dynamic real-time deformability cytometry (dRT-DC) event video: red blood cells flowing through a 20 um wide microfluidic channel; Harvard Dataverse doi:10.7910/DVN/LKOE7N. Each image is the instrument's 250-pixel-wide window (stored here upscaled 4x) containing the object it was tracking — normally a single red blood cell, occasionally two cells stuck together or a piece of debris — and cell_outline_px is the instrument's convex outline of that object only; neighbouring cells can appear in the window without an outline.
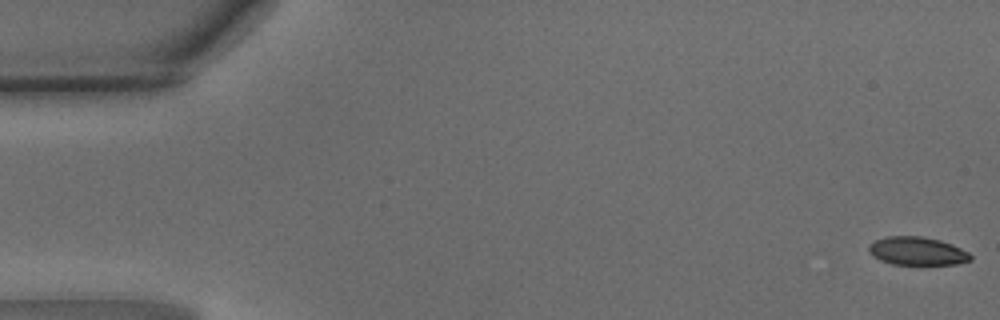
{"species": "common noctule bat (a hibernating species)", "species_latin": "Nyctalus noctula", "temperature_condition": "warm", "stored_images_in_passage": 48, "camera_frame_rate_fps": 3000, "um_per_image_px": 0.085, "animal": {"sex": "male", "body_mass_g": 15.6}, "frame": {"image": 1, "passage_image": 1, "time_ms": 0.0, "image_size_px": [1000, 320], "cell_outline_px": [[972, 260], [956, 264], [892, 264], [880, 260], [872, 256], [868, 252], [868, 248], [876, 240], [884, 236], [924, 236], [940, 240], [952, 244], [968, 252], [972, 256]], "centroid_in_image_um": [77.96, 21.33], "position_along_channel_um": 7.0, "area_um2": 16.76}}
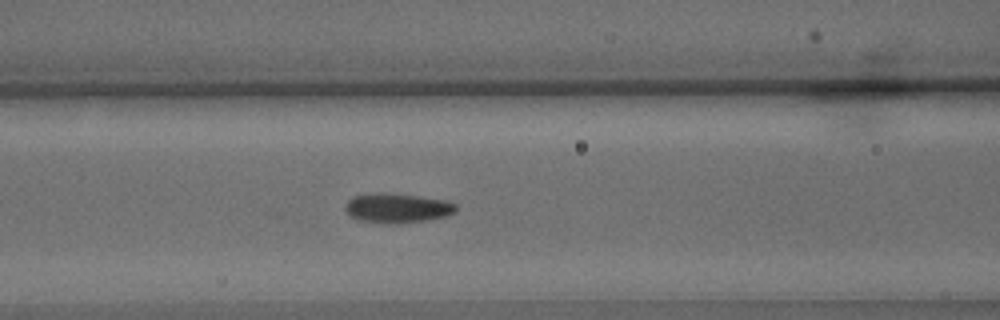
{"frame": {"image": 2, "passage_image": 20, "time_ms": 6.333, "image_size_px": [1000, 320], "cell_outline_px": [[456, 208], [452, 212], [444, 216], [428, 220], [400, 224], [384, 224], [360, 220], [352, 216], [344, 208], [348, 200], [352, 196], [372, 192], [384, 192], [420, 196], [444, 200], [456, 204]], "centroid_in_image_um": [33.72, 17.68], "position_along_channel_um": 132.9, "area_um2": 19.19}}
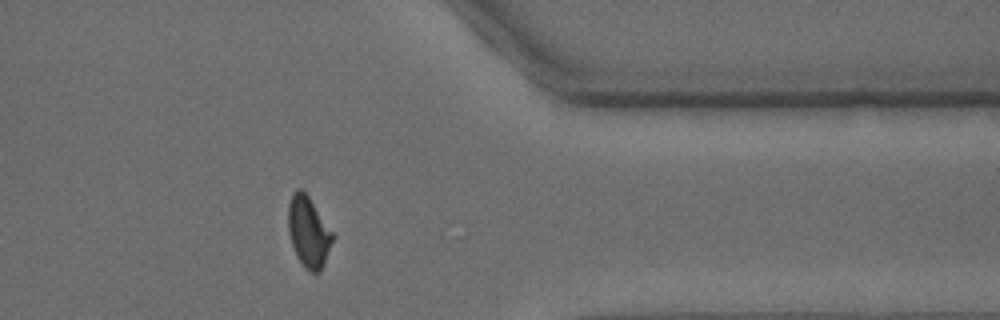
{"frame": {"image": 3, "passage_image": 39, "time_ms": 12.667, "image_size_px": [1000, 320], "cell_outline_px": [[336, 236], [324, 264], [320, 272], [312, 272], [304, 268], [296, 256], [288, 232], [288, 204], [292, 192], [296, 188], [300, 188], [308, 196]], "centroid_in_image_um": [26.23, 19.72], "position_along_channel_um": 385.2, "area_um2": 18.55}, "authors_computed_cell_mechanics": {"area_um2": 18.3226, "velocity_mm_per_s": 4.2297, "shape_relaxation_time_tau1_ms": 3.0086, "shape_relaxation_time_tau2_ms": 1.0982, "deformation_change_tau1": 0.1193, "deformation_change_tau2": 0.066}}